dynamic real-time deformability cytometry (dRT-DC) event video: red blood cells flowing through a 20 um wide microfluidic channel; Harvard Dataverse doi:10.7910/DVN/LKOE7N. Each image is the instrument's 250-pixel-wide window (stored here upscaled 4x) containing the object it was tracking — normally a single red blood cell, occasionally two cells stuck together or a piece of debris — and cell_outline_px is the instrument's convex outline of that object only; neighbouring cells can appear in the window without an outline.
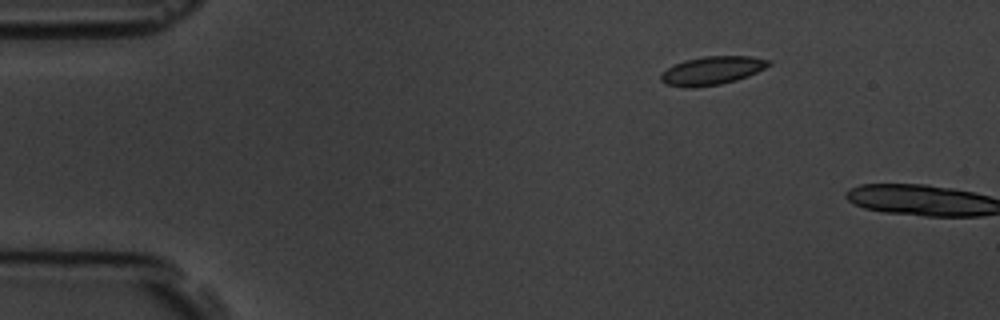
{"species": "common noctule bat (a hibernating species)", "species_latin": "Nyctalus noctula", "temperature_condition": "room temperature", "stored_images_in_passage": 2, "camera_frame_rate_fps": 3000, "um_per_image_px": 0.085, "animal": {"sex": "male", "body_mass_g": 19.5, "forearm_length_mm": 54.6}, "frame": {"image": 1, "passage_image": 1, "time_ms": 0.0, "image_size_px": [1000, 320], "cell_outline_px": [[772, 64], [748, 76], [736, 80], [720, 84], [688, 88], [664, 84], [660, 80], [660, 76], [668, 68], [684, 60], [704, 56], [752, 56], [772, 60]], "centroid_in_image_um": [60.55, 5.99], "position_along_channel_um": 24.5, "area_um2": 17.8}}